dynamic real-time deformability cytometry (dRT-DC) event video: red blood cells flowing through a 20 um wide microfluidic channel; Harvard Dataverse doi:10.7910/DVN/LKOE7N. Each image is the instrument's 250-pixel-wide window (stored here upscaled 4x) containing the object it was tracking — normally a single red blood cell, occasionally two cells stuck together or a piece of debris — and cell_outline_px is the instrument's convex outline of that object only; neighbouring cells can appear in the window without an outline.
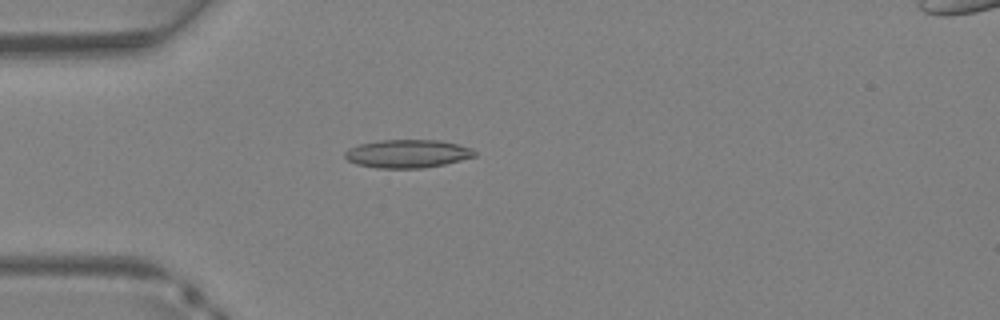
{"species": "Egyptian fruit bat (a non-hibernating species)", "species_latin": "Rousettus aegyptiacus", "temperature_condition": "warm", "stored_images_in_passage": 36, "camera_frame_rate_fps": 3000, "um_per_image_px": 0.085, "animal": {"sex": "female"}, "frame": {"image": 1, "passage_image": 10, "time_ms": 3.0, "image_size_px": [1000, 320], "cell_outline_px": [[476, 156], [444, 164], [424, 168], [376, 168], [356, 164], [348, 160], [344, 156], [344, 152], [348, 148], [360, 144], [380, 140], [440, 140], [472, 148], [476, 152]], "centroid_in_image_um": [34.62, 13.06], "position_along_channel_um": 50.4, "area_um2": 21.33}}
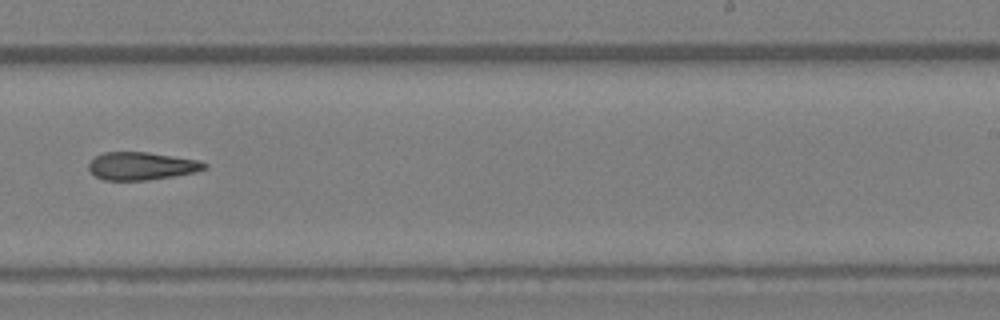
{"frame": {"image": 2, "passage_image": 23, "time_ms": 7.333, "image_size_px": [1000, 320], "cell_outline_px": [[208, 168], [196, 172], [148, 180], [104, 180], [96, 176], [88, 168], [88, 164], [96, 156], [104, 152], [148, 152], [200, 160], [208, 164]], "centroid_in_image_um": [12.07, 14.1], "position_along_channel_um": 276.9, "area_um2": 18.79}}
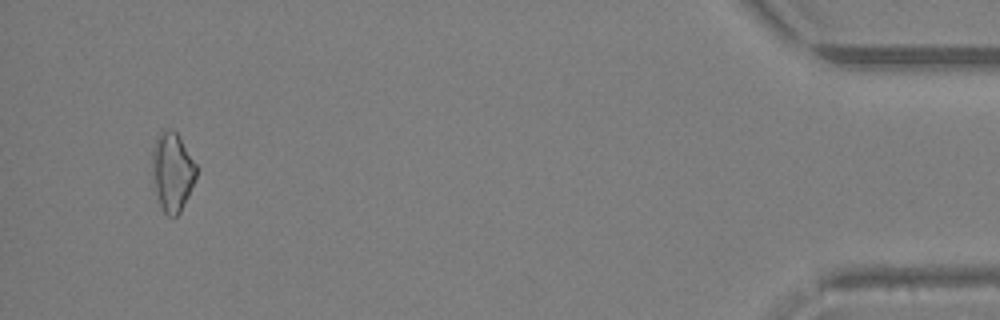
{"frame": {"image": 3, "passage_image": 35, "time_ms": 11.333, "image_size_px": [1000, 320], "cell_outline_px": [[200, 168], [196, 180], [180, 212], [176, 216], [168, 216], [164, 212], [160, 204], [156, 192], [152, 164], [152, 148], [156, 136], [164, 128], [168, 128], [176, 132]], "centroid_in_image_um": [14.68, 14.56], "position_along_channel_um": 420.5, "area_um2": 20.46}}